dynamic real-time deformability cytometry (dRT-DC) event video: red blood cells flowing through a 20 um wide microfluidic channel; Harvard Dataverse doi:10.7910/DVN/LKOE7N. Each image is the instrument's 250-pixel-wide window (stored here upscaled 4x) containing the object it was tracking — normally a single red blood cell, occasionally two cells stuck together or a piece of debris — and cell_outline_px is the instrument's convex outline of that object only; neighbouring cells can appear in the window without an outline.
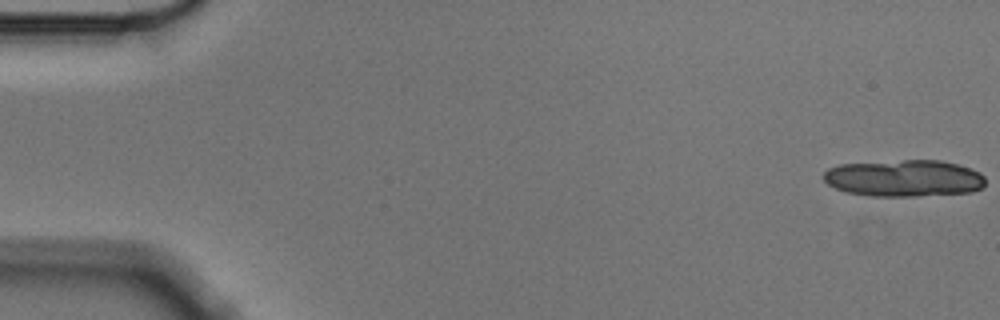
{"species": "Egyptian fruit bat (a non-hibernating species)", "species_latin": "Rousettus aegyptiacus", "temperature_condition": "cold", "stored_images_in_passage": 15, "camera_frame_rate_fps": 3000, "um_per_image_px": 0.085, "animal": {"sex": "male"}, "frame": {"image": 1, "passage_image": 1, "time_ms": 0.0, "image_size_px": [1000, 320], "cell_outline_px": [[984, 188], [972, 192], [916, 196], [868, 196], [844, 192], [828, 184], [824, 180], [824, 172], [828, 168], [840, 164], [904, 160], [940, 160], [972, 168], [980, 172], [984, 176]], "centroid_in_image_um": [76.86, 15.15], "position_along_channel_um": 8.1, "area_um2": 34.97}}